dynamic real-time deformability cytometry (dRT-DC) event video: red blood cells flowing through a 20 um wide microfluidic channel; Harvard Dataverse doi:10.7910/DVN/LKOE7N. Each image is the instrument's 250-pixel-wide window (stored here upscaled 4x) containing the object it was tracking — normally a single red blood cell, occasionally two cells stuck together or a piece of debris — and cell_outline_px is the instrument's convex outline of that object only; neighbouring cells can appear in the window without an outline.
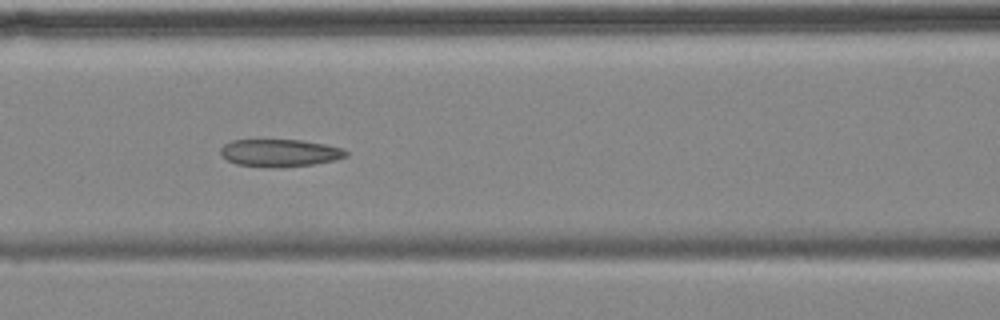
{"species": "common noctule bat (a hibernating species)", "species_latin": "Nyctalus noctula", "temperature_condition": "cold", "stored_images_in_passage": 7, "camera_frame_rate_fps": 3000, "um_per_image_px": 0.085, "animal": {"sex": "female", "body_mass_g": 18.4}, "frame": {"image": 1, "passage_image": 7, "time_ms": 7.667, "image_size_px": [1000, 320], "cell_outline_px": [[348, 156], [336, 160], [312, 164], [236, 164], [228, 160], [220, 152], [220, 148], [224, 144], [232, 140], [300, 140], [324, 144], [344, 148], [348, 152]], "centroid_in_image_um": [23.84, 12.93], "position_along_channel_um": 142.8, "area_um2": 18.96}}